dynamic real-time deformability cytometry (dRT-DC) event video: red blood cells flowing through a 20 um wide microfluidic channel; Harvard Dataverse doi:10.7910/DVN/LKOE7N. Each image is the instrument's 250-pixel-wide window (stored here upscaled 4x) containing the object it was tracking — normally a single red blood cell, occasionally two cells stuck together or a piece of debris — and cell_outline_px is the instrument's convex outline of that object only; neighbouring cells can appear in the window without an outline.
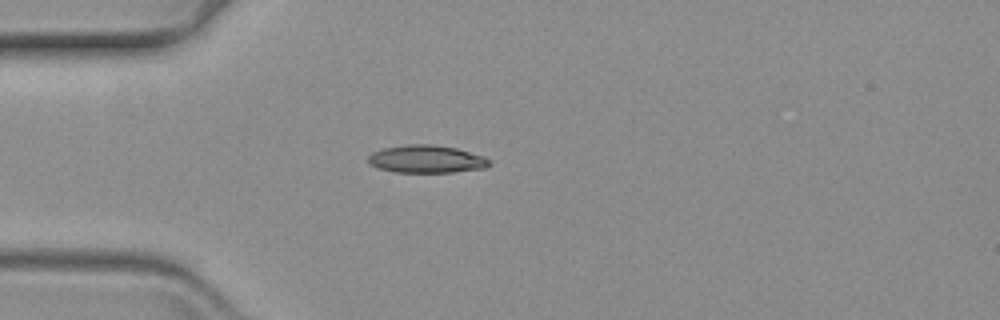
{"species": "common noctule bat (a hibernating species)", "species_latin": "Nyctalus noctula", "temperature_condition": "warm", "stored_images_in_passage": 45, "camera_frame_rate_fps": 3000, "um_per_image_px": 0.085, "animal": {"sex": "female", "body_mass_g": 19.3, "forearm_length_mm": 54.1}, "frame": {"image": 1, "passage_image": 1, "time_ms": 0.0, "image_size_px": [1000, 320], "cell_outline_px": [[492, 164], [484, 168], [452, 172], [396, 172], [376, 168], [368, 164], [368, 156], [372, 152], [384, 148], [408, 144], [432, 144], [456, 148], [484, 156]], "centroid_in_image_um": [36.22, 13.52], "position_along_channel_um": 48.8, "area_um2": 19.59}}
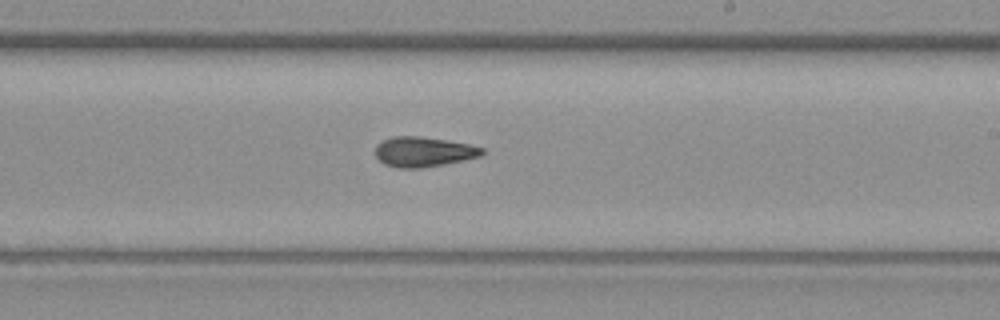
{"frame": {"image": 2, "passage_image": 20, "time_ms": 6.333, "image_size_px": [1000, 320], "cell_outline_px": [[484, 152], [480, 156], [464, 160], [444, 164], [420, 168], [396, 168], [384, 164], [376, 156], [376, 148], [384, 140], [392, 136], [416, 136], [444, 140], [468, 144], [484, 148]], "centroid_in_image_um": [36.0, 12.91], "position_along_channel_um": 253.0, "area_um2": 18.38}}
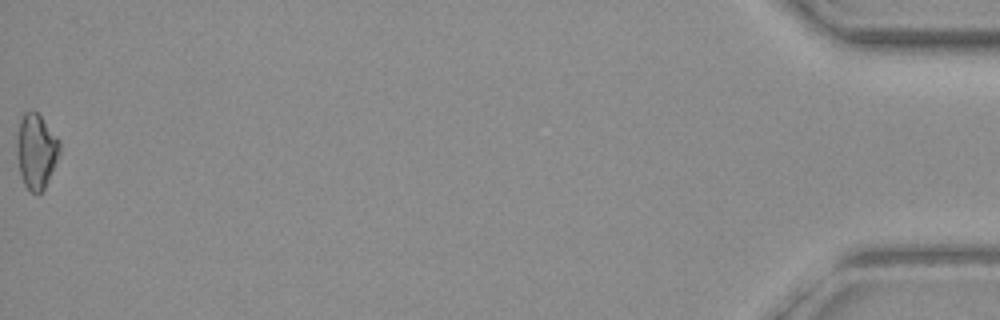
{"frame": {"image": 3, "passage_image": 45, "time_ms": 14.667, "image_size_px": [1000, 320], "cell_outline_px": [[60, 152], [44, 188], [36, 196], [24, 184], [20, 172], [16, 152], [16, 140], [20, 120], [24, 112], [32, 108], [40, 116], [60, 140]], "centroid_in_image_um": [3.06, 12.82], "position_along_channel_um": 432.1, "area_um2": 18.61}}